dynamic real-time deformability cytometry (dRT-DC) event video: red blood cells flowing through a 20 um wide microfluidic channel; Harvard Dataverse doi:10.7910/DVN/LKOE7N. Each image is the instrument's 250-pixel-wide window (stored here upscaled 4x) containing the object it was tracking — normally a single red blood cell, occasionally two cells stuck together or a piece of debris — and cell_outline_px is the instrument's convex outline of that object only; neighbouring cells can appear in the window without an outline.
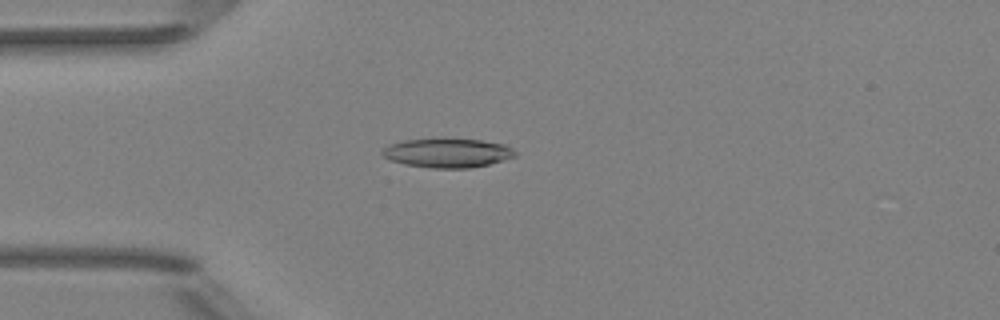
{"species": "Egyptian fruit bat (a non-hibernating species)", "species_latin": "Rousettus aegyptiacus", "temperature_condition": "room temperature", "stored_images_in_passage": 45, "camera_frame_rate_fps": 3000, "um_per_image_px": 0.085, "animal": {"sex": "female"}, "frame": {"image": 1, "passage_image": 7, "time_ms": 2.0, "image_size_px": [1000, 320], "cell_outline_px": [[516, 156], [504, 160], [472, 168], [432, 168], [404, 164], [392, 160], [384, 156], [380, 152], [388, 144], [404, 140], [480, 140], [504, 144], [512, 148], [516, 152]], "centroid_in_image_um": [38.05, 13.02], "position_along_channel_um": 47.0, "area_um2": 22.14}}
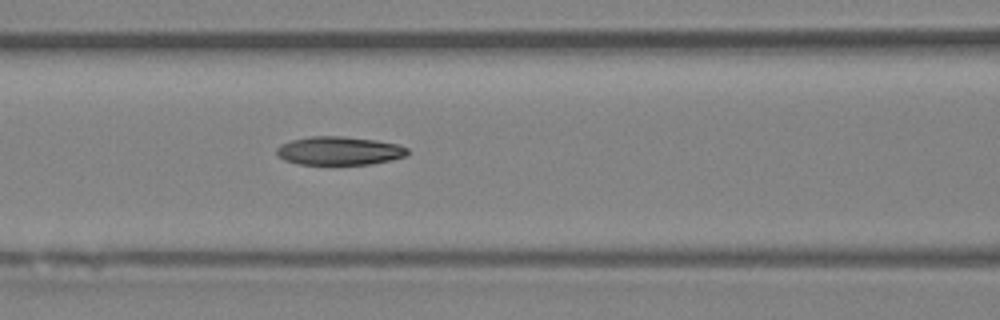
{"frame": {"image": 2, "passage_image": 15, "time_ms": 4.667, "image_size_px": [1000, 320], "cell_outline_px": [[408, 152], [404, 156], [372, 164], [296, 164], [284, 160], [276, 152], [276, 148], [280, 144], [292, 140], [312, 136], [344, 136], [376, 140], [396, 144], [408, 148]], "centroid_in_image_um": [28.8, 12.81], "position_along_channel_um": 137.8, "area_um2": 21.56}}
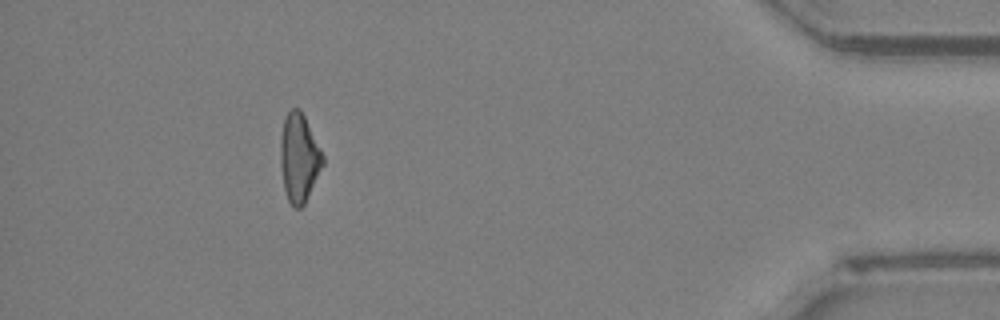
{"frame": {"image": 3, "passage_image": 40, "time_ms": 13.0, "image_size_px": [1000, 320], "cell_outline_px": [[324, 164], [304, 204], [300, 208], [296, 208], [288, 200], [284, 188], [280, 164], [280, 136], [284, 120], [288, 112], [292, 108], [300, 108], [324, 156]], "centroid_in_image_um": [25.41, 13.41], "position_along_channel_um": 409.8, "area_um2": 21.68}, "authors_computed_cell_mechanics": {"area_um2": 22.1374, "velocity_mm_per_s": 3.9681, "shape_relaxation_time_tau1_ms": null, "shape_relaxation_time_tau2_ms": 7.1383, "deformation_change_tau1": null, "deformation_change_tau2": 0.1734}}